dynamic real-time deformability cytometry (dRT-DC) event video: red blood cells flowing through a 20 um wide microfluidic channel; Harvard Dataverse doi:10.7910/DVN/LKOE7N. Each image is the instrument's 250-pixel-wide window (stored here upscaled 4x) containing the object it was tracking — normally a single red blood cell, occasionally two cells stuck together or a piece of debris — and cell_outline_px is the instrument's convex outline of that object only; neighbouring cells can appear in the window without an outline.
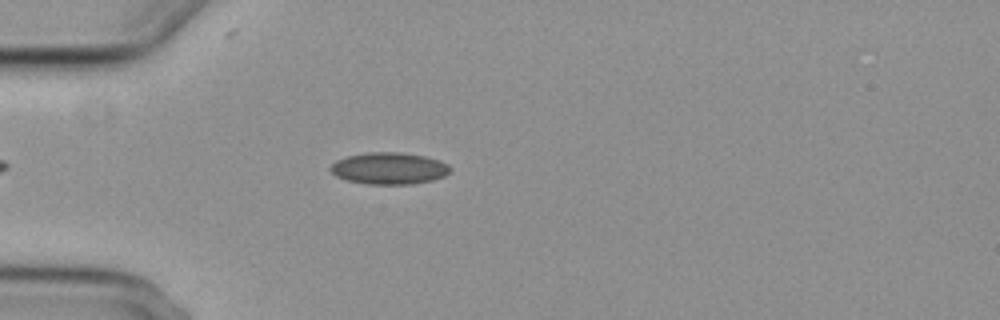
{"species": "common noctule bat (a hibernating species)", "species_latin": "Nyctalus noctula", "temperature_condition": "cold", "stored_images_in_passage": 37, "camera_frame_rate_fps": 3000, "um_per_image_px": 0.085, "animal": {"sex": "female", "body_mass_g": 29.2, "forearm_length_mm": 56.3}, "frame": {"image": 1, "passage_image": 7, "time_ms": 2.0, "image_size_px": [1000, 320], "cell_outline_px": [[452, 168], [444, 176], [432, 180], [412, 184], [368, 184], [348, 180], [336, 176], [328, 168], [336, 160], [344, 156], [368, 152], [400, 152], [424, 156], [440, 160], [448, 164]], "centroid_in_image_um": [33.06, 14.3], "position_along_channel_um": 51.9, "area_um2": 22.25}}
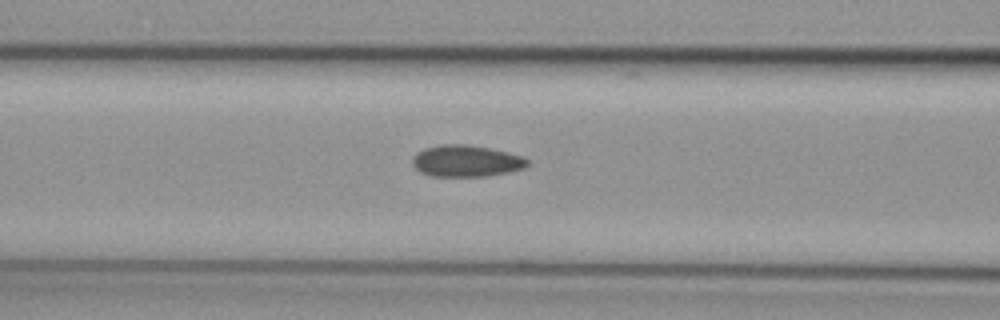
{"frame": {"image": 2, "passage_image": 14, "time_ms": 4.333, "image_size_px": [1000, 320], "cell_outline_px": [[528, 164], [524, 168], [508, 172], [484, 176], [428, 176], [420, 172], [412, 164], [412, 156], [416, 152], [424, 148], [440, 144], [464, 144], [488, 148], [508, 152], [524, 156], [528, 160]], "centroid_in_image_um": [39.59, 13.68], "position_along_channel_um": 127.0, "area_um2": 21.27}}
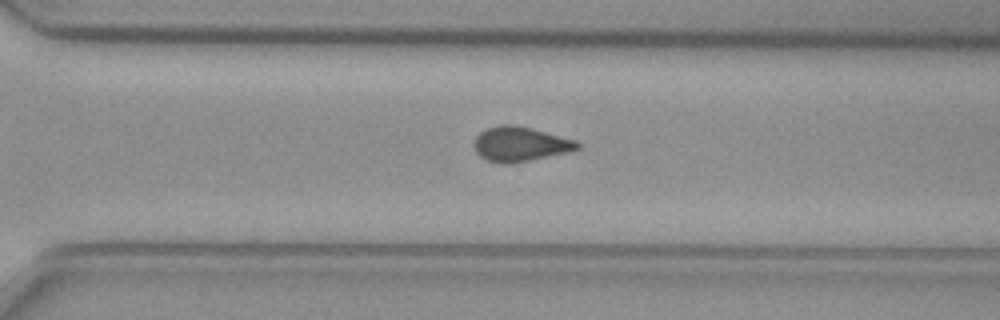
{"frame": {"image": 3, "passage_image": 30, "time_ms": 9.667, "image_size_px": [1000, 320], "cell_outline_px": [[580, 148], [568, 152], [516, 164], [500, 164], [488, 160], [480, 156], [476, 152], [472, 144], [476, 136], [484, 128], [500, 124], [516, 124], [532, 128], [576, 140], [580, 144]], "centroid_in_image_um": [44.19, 12.25], "position_along_channel_um": 326.4, "area_um2": 21.39}, "authors_computed_cell_mechanics": {"area_um2": 20.9236, "velocity_mm_per_s": 3.7408, "shape_relaxation_time_tau1_ms": null, "shape_relaxation_time_tau2_ms": 3.0475, "deformation_change_tau1": null, "deformation_change_tau2": 0.0854}}